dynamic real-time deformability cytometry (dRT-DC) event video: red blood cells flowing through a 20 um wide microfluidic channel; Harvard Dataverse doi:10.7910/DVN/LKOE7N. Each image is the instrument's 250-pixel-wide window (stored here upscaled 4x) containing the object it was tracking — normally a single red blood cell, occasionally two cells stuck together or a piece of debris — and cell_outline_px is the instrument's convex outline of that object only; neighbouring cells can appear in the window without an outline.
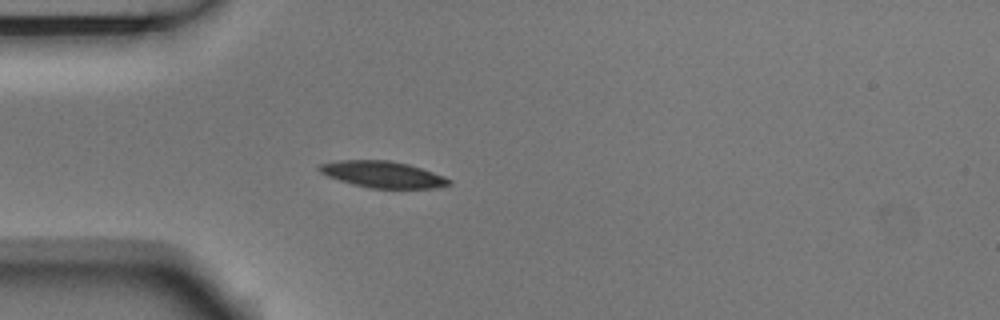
{"species": "Egyptian fruit bat (a non-hibernating species)", "species_latin": "Rousettus aegyptiacus", "temperature_condition": "room temperature", "stored_images_in_passage": 4, "camera_frame_rate_fps": 3000, "um_per_image_px": 0.085, "animal": {"sex": "male"}, "frame": {"image": 1, "passage_image": 4, "time_ms": 1.0, "image_size_px": [1000, 320], "cell_outline_px": [[452, 184], [436, 188], [368, 188], [352, 184], [328, 176], [320, 172], [316, 168], [320, 164], [340, 160], [388, 160], [408, 164], [444, 176], [452, 180]], "centroid_in_image_um": [32.54, 14.83], "position_along_channel_um": 52.5, "area_um2": 19.94}}